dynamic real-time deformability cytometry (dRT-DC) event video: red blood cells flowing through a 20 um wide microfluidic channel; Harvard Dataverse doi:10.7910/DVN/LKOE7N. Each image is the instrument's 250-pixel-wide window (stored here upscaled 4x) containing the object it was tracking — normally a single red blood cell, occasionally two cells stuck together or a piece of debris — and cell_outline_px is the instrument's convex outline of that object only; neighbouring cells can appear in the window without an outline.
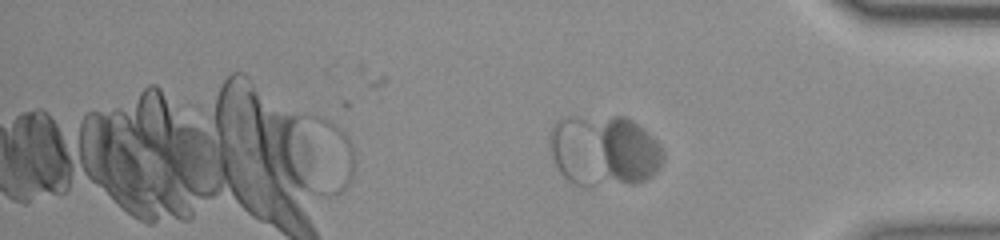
{"species": "common noctule bat (a hibernating species)", "species_latin": "Nyctalus noctula", "temperature_condition": "room temperature", "stored_images_in_passage": 28, "segment_of_instrument_passage": [3, 3], "camera_frame_rate_fps": 3000, "um_per_image_px": 0.085, "animal": {"sex": "female", "body_mass_g": 23.0, "forearm_length_mm": 53.4}, "frame": {"image": 1, "passage_image": 28, "time_ms": 9.0, "image_size_px": [1000, 240], "cell_outline_px": [[664, 160], [656, 172], [652, 176], [636, 184], [628, 184], [612, 176], [608, 172], [600, 140], [600, 124], [612, 116], [624, 116], [632, 120], [652, 136], [660, 144], [664, 152]], "centroid_in_image_um": [53.51, 12.78], "position_along_channel_um": 381.7, "area_um2": 22.77}}